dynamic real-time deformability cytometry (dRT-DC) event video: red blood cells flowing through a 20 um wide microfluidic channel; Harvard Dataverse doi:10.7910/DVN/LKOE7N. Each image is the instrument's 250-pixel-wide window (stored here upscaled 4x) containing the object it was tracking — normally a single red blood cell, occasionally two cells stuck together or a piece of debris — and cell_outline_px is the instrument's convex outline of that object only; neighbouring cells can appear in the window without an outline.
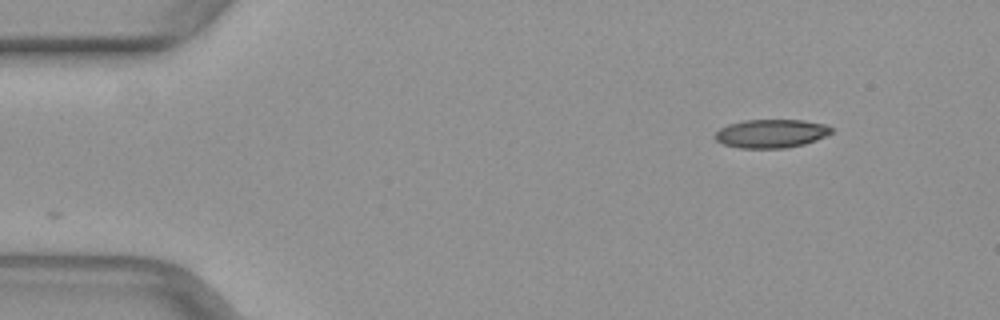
{"species": "common noctule bat (a hibernating species)", "species_latin": "Nyctalus noctula", "temperature_condition": "warm", "stored_images_in_passage": 46, "segment_of_instrument_passage": [1, 2], "camera_frame_rate_fps": 3000, "um_per_image_px": 0.085, "animal": {"sex": "female", "body_mass_g": 29.2, "forearm_length_mm": 56.3}, "frame": {"image": 1, "passage_image": 1, "time_ms": 0.0, "image_size_px": [1000, 320], "cell_outline_px": [[832, 132], [824, 136], [804, 144], [784, 148], [740, 148], [724, 144], [716, 140], [716, 132], [720, 128], [728, 124], [744, 120], [804, 120], [824, 124], [832, 128]], "centroid_in_image_um": [65.53, 11.34], "position_along_channel_um": 19.5, "area_um2": 19.13}}
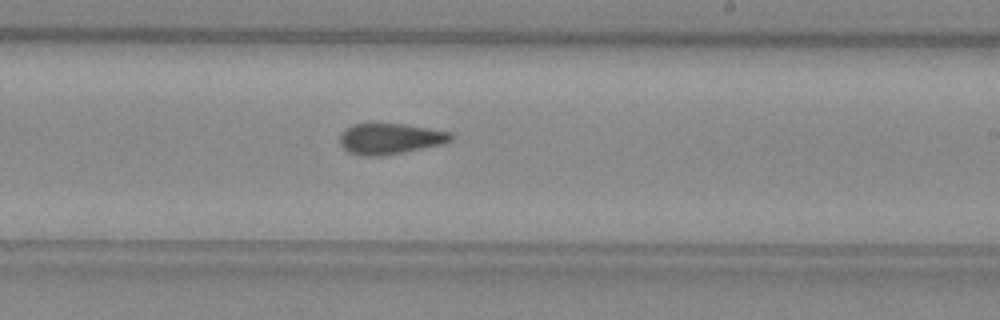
{"frame": {"image": 2, "passage_image": 25, "time_ms": 8.0, "image_size_px": [1000, 320], "cell_outline_px": [[456, 136], [452, 140], [444, 144], [380, 156], [360, 156], [348, 152], [340, 144], [340, 132], [344, 128], [352, 124], [372, 120], [404, 124], [452, 132]], "centroid_in_image_um": [33.12, 11.74], "position_along_channel_um": 255.9, "area_um2": 20.87}}
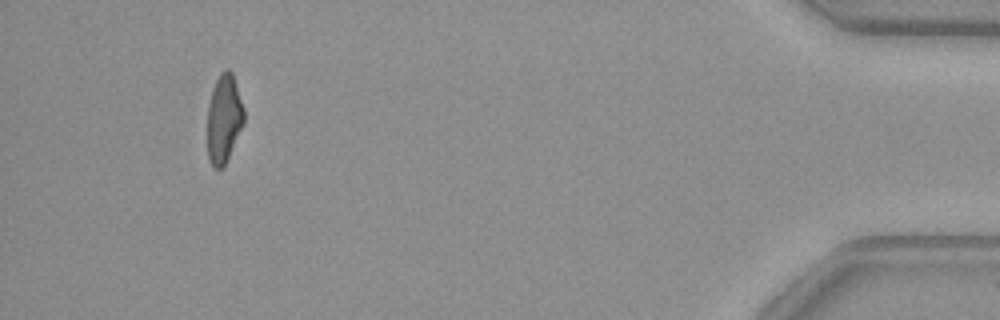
{"frame": {"image": 3, "passage_image": 42, "time_ms": 13.667, "image_size_px": [1000, 320], "cell_outline_px": [[244, 124], [224, 164], [220, 168], [212, 168], [208, 160], [208, 104], [212, 88], [220, 72], [224, 68], [228, 68], [232, 72], [244, 108]], "centroid_in_image_um": [19.03, 10.05], "position_along_channel_um": 416.2, "area_um2": 18.84}}